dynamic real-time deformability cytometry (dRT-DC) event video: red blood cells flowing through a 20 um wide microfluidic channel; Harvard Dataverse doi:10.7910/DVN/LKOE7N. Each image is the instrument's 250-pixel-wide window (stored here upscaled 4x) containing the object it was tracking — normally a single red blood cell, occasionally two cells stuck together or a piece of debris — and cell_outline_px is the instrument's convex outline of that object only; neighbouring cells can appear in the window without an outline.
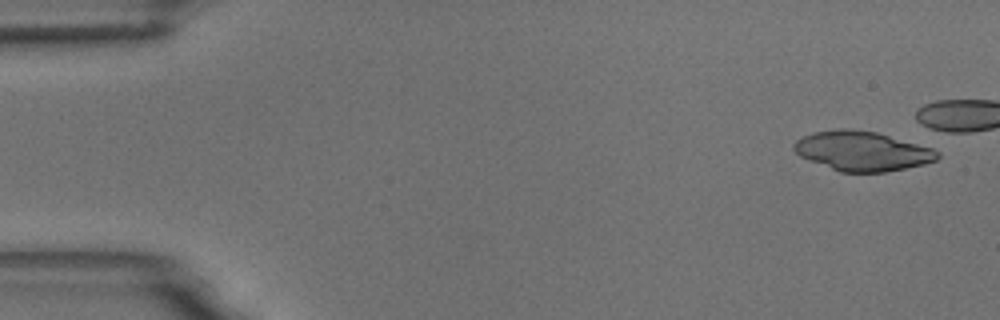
{"species": "common noctule bat (a hibernating species)", "species_latin": "Nyctalus noctula", "temperature_condition": "room temperature", "stored_images_in_passage": 5, "camera_frame_rate_fps": 3000, "um_per_image_px": 0.085, "animal": {"sex": "male", "body_mass_g": 18.8}, "frame": {"image": 1, "passage_image": 1, "time_ms": 0.0, "image_size_px": [1000, 320], "cell_outline_px": [[940, 156], [936, 160], [924, 164], [884, 172], [840, 172], [800, 156], [792, 148], [792, 144], [796, 140], [804, 136], [816, 132], [836, 128], [848, 128], [876, 132], [932, 148], [940, 152]], "centroid_in_image_um": [73.28, 12.83], "position_along_channel_um": 11.7, "area_um2": 32.83}}
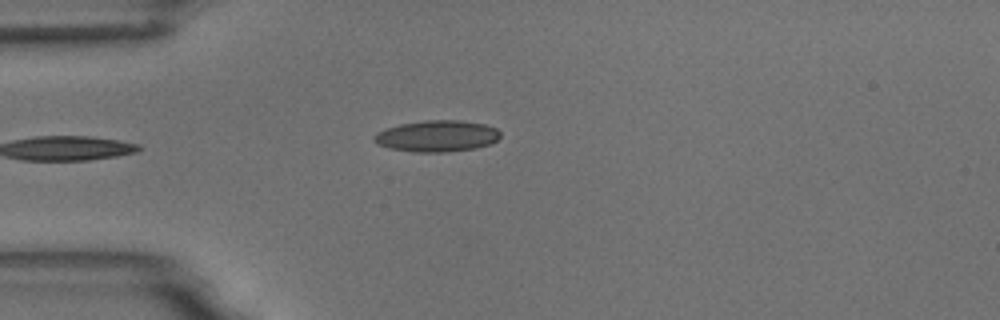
{"frame": {"image": 2, "passage_image": 5, "time_ms": 5.333, "image_size_px": [1000, 320], "cell_outline_px": [[500, 136], [492, 144], [476, 148], [444, 152], [412, 152], [392, 148], [376, 144], [372, 140], [376, 132], [400, 124], [424, 120], [460, 120], [484, 124], [496, 128], [500, 132]], "centroid_in_image_um": [37.15, 11.56], "position_along_channel_um": 47.9, "area_um2": 23.12}}